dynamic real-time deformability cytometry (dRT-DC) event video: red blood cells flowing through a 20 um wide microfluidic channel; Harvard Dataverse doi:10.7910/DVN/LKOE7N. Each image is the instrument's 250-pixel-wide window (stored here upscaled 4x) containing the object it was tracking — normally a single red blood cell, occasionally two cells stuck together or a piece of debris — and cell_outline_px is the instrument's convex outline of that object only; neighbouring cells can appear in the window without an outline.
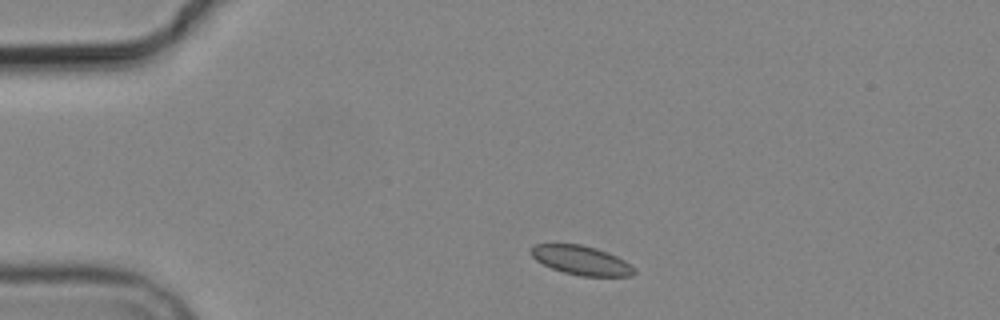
{"species": "common noctule bat (a hibernating species)", "species_latin": "Nyctalus noctula", "temperature_condition": "cold", "stored_images_in_passage": 3, "camera_frame_rate_fps": 3000, "um_per_image_px": 0.085, "animal": {"sex": "male", "body_mass_g": 19.2, "forearm_length_mm": 51.8}, "frame": {"image": 1, "passage_image": 1, "time_ms": 0.0, "image_size_px": [1000, 320], "cell_outline_px": [[636, 272], [632, 276], [580, 276], [564, 272], [552, 268], [536, 260], [532, 256], [532, 248], [536, 244], [580, 244], [596, 248], [608, 252], [624, 260]], "centroid_in_image_um": [49.41, 22.13], "position_along_channel_um": 35.6, "area_um2": 17.22}}